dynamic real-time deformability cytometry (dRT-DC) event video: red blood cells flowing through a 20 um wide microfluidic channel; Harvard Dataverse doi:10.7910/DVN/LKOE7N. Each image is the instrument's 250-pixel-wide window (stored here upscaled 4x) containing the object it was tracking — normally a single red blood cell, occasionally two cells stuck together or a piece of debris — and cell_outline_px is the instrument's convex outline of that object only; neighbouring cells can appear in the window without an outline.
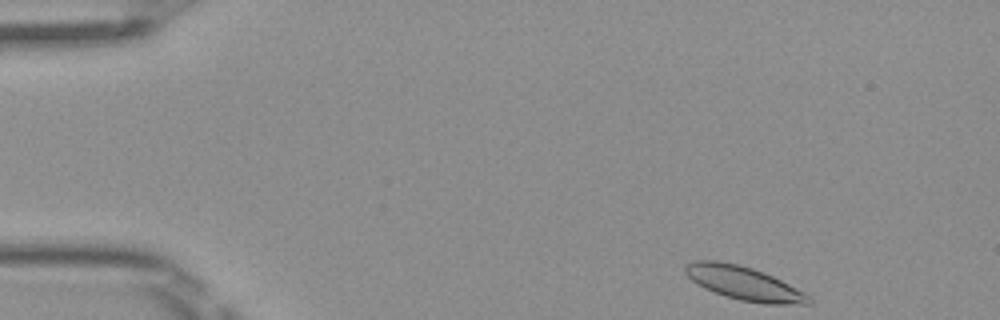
{"species": "Egyptian fruit bat (a non-hibernating species)", "species_latin": "Rousettus aegyptiacus", "temperature_condition": "room temperature", "stored_images_in_passage": 46, "camera_frame_rate_fps": 3000, "um_per_image_px": 0.085, "frame": {"image": 1, "passage_image": 1, "time_ms": 0.0, "image_size_px": [1000, 320], "cell_outline_px": [[812, 304], [768, 304], [740, 300], [704, 288], [692, 280], [684, 272], [684, 268], [688, 264], [696, 260], [716, 260], [736, 264], [752, 268], [764, 272], [812, 296]], "centroid_in_image_um": [63.26, 24.08], "position_along_channel_um": 21.7, "area_um2": 23.87}}
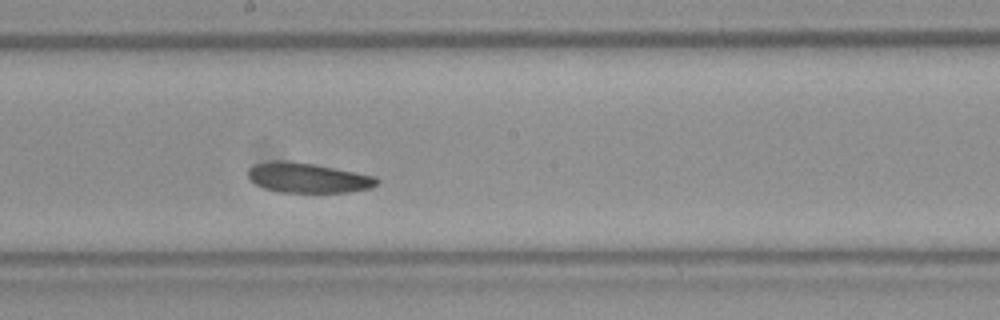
{"frame": {"image": 2, "passage_image": 23, "time_ms": 7.333, "image_size_px": [1000, 320], "cell_outline_px": [[380, 180], [372, 188], [348, 192], [280, 192], [264, 188], [256, 184], [248, 176], [248, 168], [256, 164], [268, 160], [288, 160], [316, 164], [376, 176]], "centroid_in_image_um": [26.17, 15.1], "position_along_channel_um": 222.0, "area_um2": 22.66}}
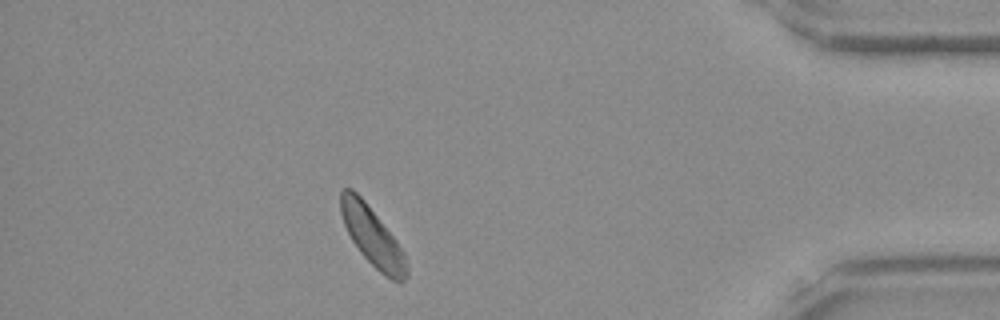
{"frame": {"image": 3, "passage_image": 40, "time_ms": 13.0, "image_size_px": [1000, 320], "cell_outline_px": [[408, 276], [400, 284], [392, 280], [380, 272], [360, 252], [352, 240], [344, 224], [340, 212], [340, 188], [352, 188], [364, 200], [396, 240], [404, 252], [408, 268]], "centroid_in_image_um": [31.65, 20.11], "position_along_channel_um": 403.5, "area_um2": 22.48}, "authors_computed_cell_mechanics": {"area_um2": 23.1778, "velocity_mm_per_s": 3.9717, "shape_relaxation_time_tau1_ms": 3.308, "shape_relaxation_time_tau2_ms": 2.0565, "deformation_change_tau1": 0.0627, "deformation_change_tau2": 0.0653}}